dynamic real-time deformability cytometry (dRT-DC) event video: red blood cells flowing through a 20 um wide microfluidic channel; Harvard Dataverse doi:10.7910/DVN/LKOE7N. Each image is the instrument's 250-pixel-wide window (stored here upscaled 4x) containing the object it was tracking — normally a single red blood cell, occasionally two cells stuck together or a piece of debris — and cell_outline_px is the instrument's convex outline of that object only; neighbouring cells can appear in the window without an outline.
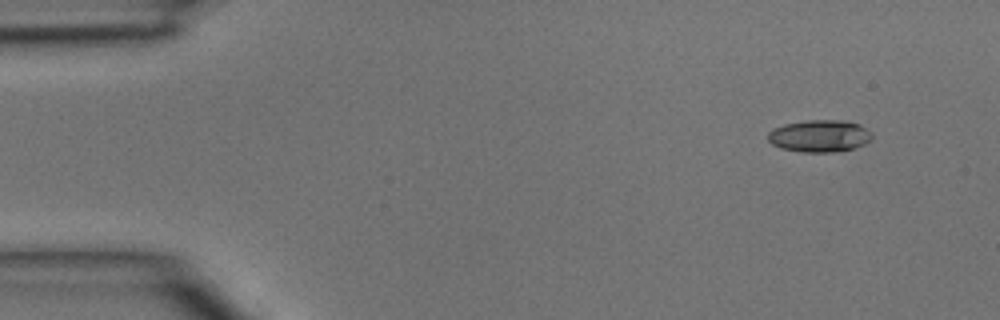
{"species": "common noctule bat (a hibernating species)", "species_latin": "Nyctalus noctula", "temperature_condition": "room temperature", "stored_images_in_passage": 4, "camera_frame_rate_fps": 3000, "um_per_image_px": 0.085, "animal": {"sex": "male", "body_mass_g": 15.6}, "frame": {"image": 1, "passage_image": 1, "time_ms": 0.0, "image_size_px": [1000, 320], "cell_outline_px": [[872, 140], [864, 144], [852, 148], [828, 152], [800, 152], [780, 148], [772, 144], [768, 140], [768, 132], [784, 124], [808, 120], [840, 120], [860, 124], [872, 132]], "centroid_in_image_um": [69.67, 11.55], "position_along_channel_um": 15.3, "area_um2": 19.42}}
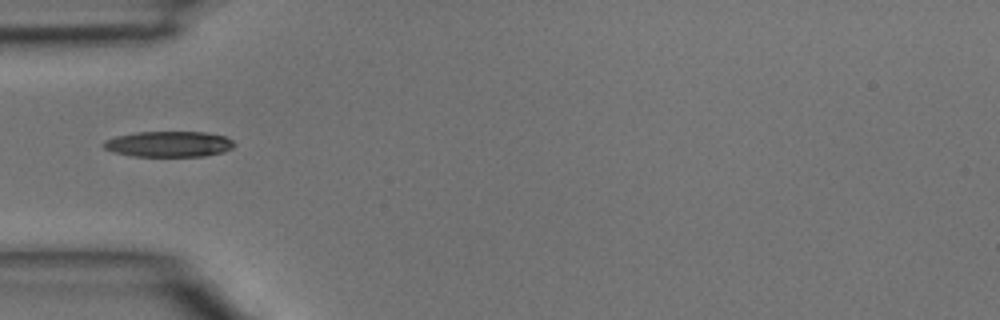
{"frame": {"image": 2, "passage_image": 4, "time_ms": 1.0, "image_size_px": [1000, 320], "cell_outline_px": [[236, 144], [232, 148], [224, 152], [204, 156], [132, 156], [116, 152], [104, 148], [104, 140], [116, 136], [136, 132], [208, 132], [228, 136]], "centroid_in_image_um": [14.41, 12.24], "position_along_channel_um": 70.6, "area_um2": 19.65}}